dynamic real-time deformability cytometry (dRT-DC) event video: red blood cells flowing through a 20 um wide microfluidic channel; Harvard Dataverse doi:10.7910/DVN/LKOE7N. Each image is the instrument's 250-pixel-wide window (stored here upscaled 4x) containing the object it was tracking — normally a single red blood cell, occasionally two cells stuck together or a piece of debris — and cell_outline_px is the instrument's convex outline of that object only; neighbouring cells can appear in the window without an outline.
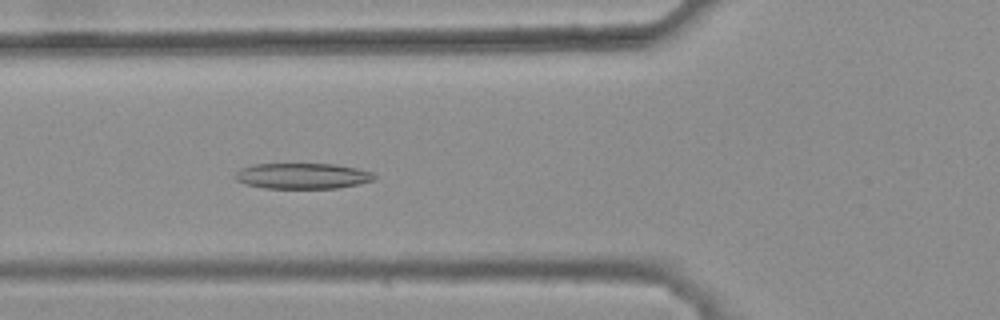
{"species": "common noctule bat (a hibernating species)", "species_latin": "Nyctalus noctula", "temperature_condition": "warm", "stored_images_in_passage": 44, "camera_frame_rate_fps": 3000, "um_per_image_px": 0.085, "animal": {"sex": "female", "body_mass_g": 25.1}, "frame": {"image": 1, "passage_image": 19, "time_ms": 6.0, "image_size_px": [1000, 320], "cell_outline_px": [[376, 180], [336, 188], [264, 188], [244, 184], [236, 180], [232, 176], [240, 168], [252, 164], [332, 164], [356, 168], [372, 172], [376, 176]], "centroid_in_image_um": [25.66, 14.95], "position_along_channel_um": 100.1, "area_um2": 20.92}}
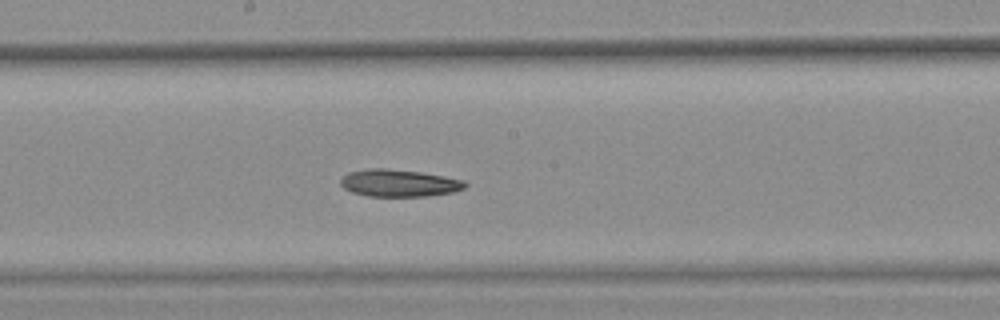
{"frame": {"image": 2, "passage_image": 28, "time_ms": 9.0, "image_size_px": [1000, 320], "cell_outline_px": [[468, 184], [464, 188], [452, 192], [428, 196], [368, 196], [352, 192], [344, 188], [340, 184], [340, 180], [348, 172], [372, 168], [384, 168], [420, 172], [444, 176], [464, 180]], "centroid_in_image_um": [33.92, 15.56], "position_along_channel_um": 214.3, "area_um2": 19.65}}
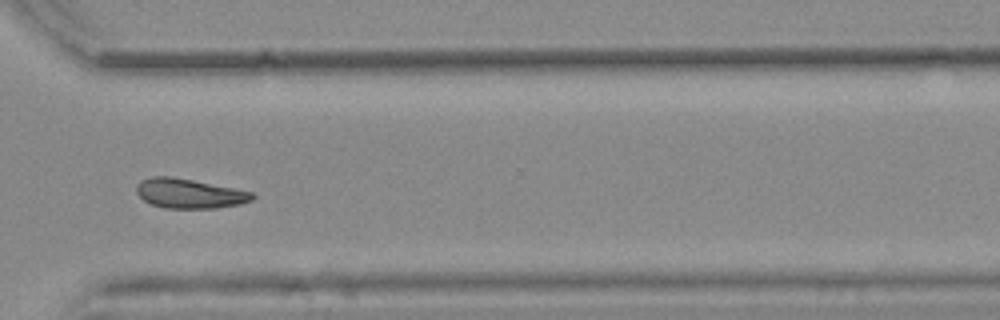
{"frame": {"image": 3, "passage_image": 39, "time_ms": 12.667, "image_size_px": [1000, 320], "cell_outline_px": [[256, 196], [252, 200], [240, 204], [216, 208], [164, 208], [152, 204], [144, 200], [136, 192], [136, 184], [140, 180], [152, 176], [172, 176], [252, 192]], "centroid_in_image_um": [16.06, 16.44], "position_along_channel_um": 354.5, "area_um2": 19.88}}